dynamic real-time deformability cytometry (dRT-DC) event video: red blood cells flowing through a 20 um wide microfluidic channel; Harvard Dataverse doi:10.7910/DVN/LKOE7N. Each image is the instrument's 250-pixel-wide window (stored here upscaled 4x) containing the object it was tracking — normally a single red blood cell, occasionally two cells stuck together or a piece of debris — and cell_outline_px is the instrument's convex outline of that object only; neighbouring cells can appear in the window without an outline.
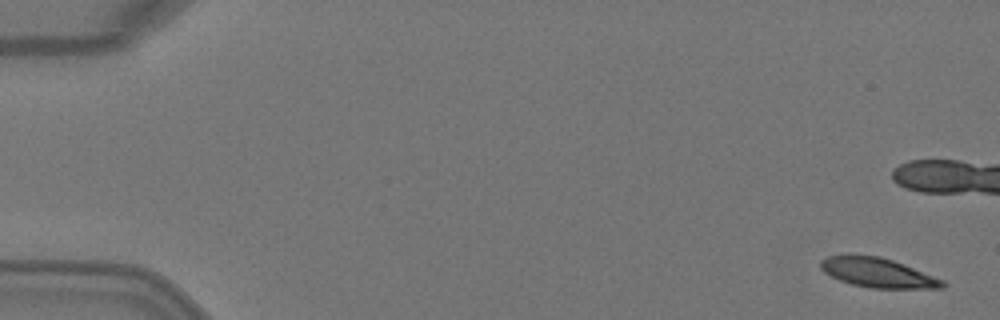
{"species": "Egyptian fruit bat (a non-hibernating species)", "species_latin": "Rousettus aegyptiacus", "temperature_condition": "warm", "stored_images_in_passage": 5, "segment_of_instrument_passage": [2, 2], "camera_frame_rate_fps": 3000, "um_per_image_px": 0.085, "animal": {"sex": "female"}, "frame": {"image": 1, "passage_image": 5, "time_ms": 1.333, "image_size_px": [1000, 320], "cell_outline_px": [[948, 284], [944, 288], [868, 288], [852, 284], [840, 280], [824, 272], [820, 268], [820, 260], [828, 256], [848, 252], [880, 256], [904, 264], [944, 280]], "centroid_in_image_um": [74.57, 23.14], "position_along_channel_um": 10.4, "area_um2": 21.44}}